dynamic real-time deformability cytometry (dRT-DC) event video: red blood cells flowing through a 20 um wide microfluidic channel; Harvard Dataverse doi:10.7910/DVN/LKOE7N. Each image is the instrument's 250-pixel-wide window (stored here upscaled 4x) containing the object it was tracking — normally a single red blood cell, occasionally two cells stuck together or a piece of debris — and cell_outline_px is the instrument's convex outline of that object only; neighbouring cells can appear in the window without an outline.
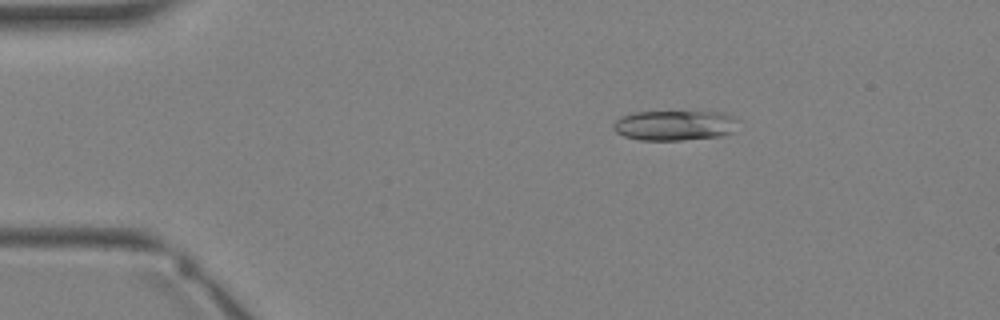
{"species": "Egyptian fruit bat (a non-hibernating species)", "species_latin": "Rousettus aegyptiacus", "temperature_condition": "warm", "stored_images_in_passage": 4, "camera_frame_rate_fps": 3000, "um_per_image_px": 0.085, "animal": {"sex": "female"}, "frame": {"image": 1, "passage_image": 2, "time_ms": 1.0, "image_size_px": [1000, 320], "cell_outline_px": [[736, 132], [724, 136], [680, 140], [640, 140], [624, 136], [616, 132], [612, 128], [612, 124], [620, 116], [632, 112], [720, 112], [732, 116], [736, 120]], "centroid_in_image_um": [57.33, 10.66], "position_along_channel_um": 27.7, "area_um2": 22.08}}